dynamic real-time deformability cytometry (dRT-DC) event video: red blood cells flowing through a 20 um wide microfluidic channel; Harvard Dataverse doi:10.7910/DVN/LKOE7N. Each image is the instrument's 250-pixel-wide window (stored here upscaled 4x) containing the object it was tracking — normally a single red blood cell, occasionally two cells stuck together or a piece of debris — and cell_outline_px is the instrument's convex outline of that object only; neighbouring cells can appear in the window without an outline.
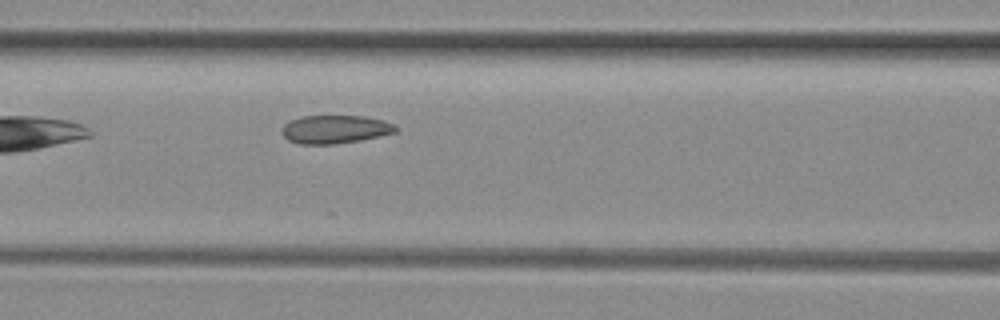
{"species": "common noctule bat (a hibernating species)", "species_latin": "Nyctalus noctula", "temperature_condition": "room temperature", "stored_images_in_passage": 4, "camera_frame_rate_fps": 3000, "um_per_image_px": 0.085, "animal": {"sex": "female", "body_mass_g": 29.2, "forearm_length_mm": 56.3}, "frame": {"image": 1, "passage_image": 4, "time_ms": 1.0, "image_size_px": [1000, 320], "cell_outline_px": [[396, 132], [380, 136], [360, 140], [336, 144], [296, 144], [288, 140], [280, 132], [280, 128], [288, 120], [300, 116], [364, 116], [384, 120], [392, 124], [396, 128]], "centroid_in_image_um": [28.4, 10.99], "position_along_channel_um": 138.2, "area_um2": 18.96}}